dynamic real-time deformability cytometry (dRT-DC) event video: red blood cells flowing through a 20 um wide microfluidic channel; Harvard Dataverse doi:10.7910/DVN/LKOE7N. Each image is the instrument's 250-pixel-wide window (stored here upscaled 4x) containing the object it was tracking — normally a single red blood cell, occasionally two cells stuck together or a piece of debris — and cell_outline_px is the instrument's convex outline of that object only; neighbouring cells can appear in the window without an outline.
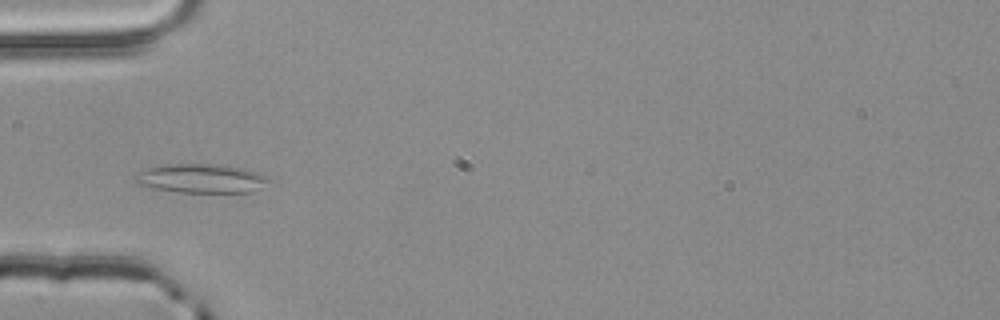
{"species": "common noctule bat (a hibernating species)", "species_latin": "Nyctalus noctula", "temperature_condition": "room temperature", "stored_images_in_passage": 3, "camera_frame_rate_fps": 3000, "um_per_image_px": 0.085, "animal": {"sex": "male", "body_mass_g": 20.4}, "frame": {"image": 1, "passage_image": 3, "time_ms": 0.667, "image_size_px": [1000, 320], "cell_outline_px": [[272, 180], [252, 192], [176, 192], [136, 184], [132, 180], [132, 176], [148, 168], [160, 164], [216, 164], [244, 168], [268, 176]], "centroid_in_image_um": [17.07, 15.16], "position_along_channel_um": 67.9, "area_um2": 22.72}}